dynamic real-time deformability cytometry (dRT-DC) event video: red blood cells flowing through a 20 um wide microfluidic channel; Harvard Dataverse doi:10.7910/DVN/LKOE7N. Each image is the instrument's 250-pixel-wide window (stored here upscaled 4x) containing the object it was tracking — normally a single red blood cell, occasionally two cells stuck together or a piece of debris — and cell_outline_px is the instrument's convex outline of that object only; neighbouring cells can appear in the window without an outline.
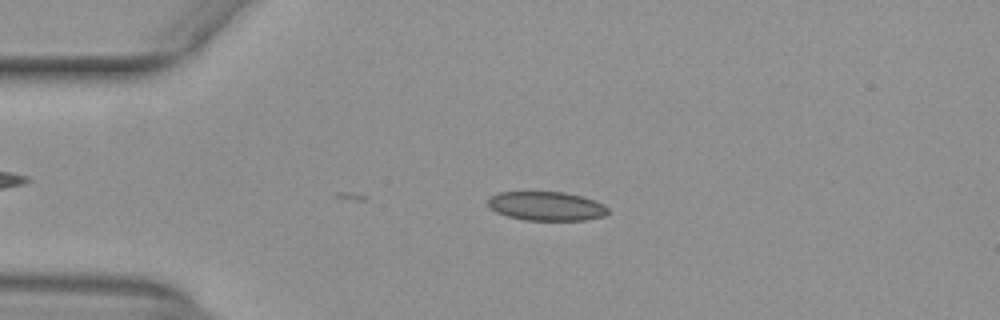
{"species": "common noctule bat (a hibernating species)", "species_latin": "Nyctalus noctula", "temperature_condition": "warm", "stored_images_in_passage": 28, "camera_frame_rate_fps": 3000, "um_per_image_px": 0.085, "animal": {"sex": "female", "body_mass_g": 29.2, "forearm_length_mm": 56.3}, "frame": {"image": 1, "passage_image": 6, "time_ms": 1.667, "image_size_px": [1000, 320], "cell_outline_px": [[608, 212], [604, 216], [584, 220], [524, 220], [508, 216], [496, 212], [488, 208], [488, 196], [500, 192], [564, 192], [580, 196], [604, 204], [608, 208]], "centroid_in_image_um": [46.4, 17.52], "position_along_channel_um": 38.6, "area_um2": 20.29}}
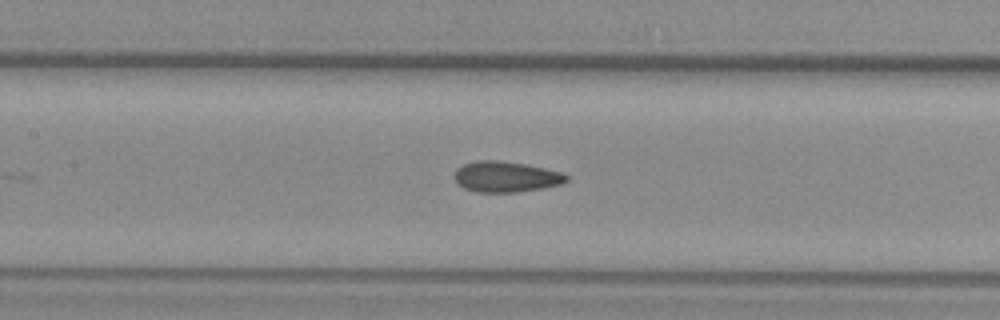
{"frame": {"image": 2, "passage_image": 18, "time_ms": 5.667, "image_size_px": [1000, 320], "cell_outline_px": [[568, 180], [564, 184], [544, 188], [516, 192], [476, 192], [464, 188], [456, 180], [456, 168], [464, 164], [480, 160], [496, 160], [524, 164], [544, 168], [560, 172], [568, 176]], "centroid_in_image_um": [43.04, 15.03], "position_along_channel_um": 164.4, "area_um2": 19.88}}
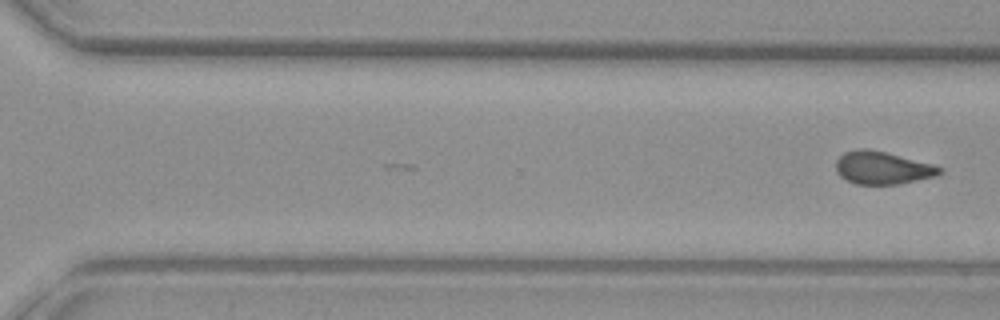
{"frame": {"image": 3, "passage_image": 28, "time_ms": 9.0, "image_size_px": [1000, 320], "cell_outline_px": [[944, 172], [936, 176], [900, 184], [856, 184], [840, 176], [836, 172], [836, 160], [844, 152], [856, 148], [868, 148], [932, 164], [944, 168]], "centroid_in_image_um": [75.01, 14.26], "position_along_channel_um": 295.6, "area_um2": 19.83}}